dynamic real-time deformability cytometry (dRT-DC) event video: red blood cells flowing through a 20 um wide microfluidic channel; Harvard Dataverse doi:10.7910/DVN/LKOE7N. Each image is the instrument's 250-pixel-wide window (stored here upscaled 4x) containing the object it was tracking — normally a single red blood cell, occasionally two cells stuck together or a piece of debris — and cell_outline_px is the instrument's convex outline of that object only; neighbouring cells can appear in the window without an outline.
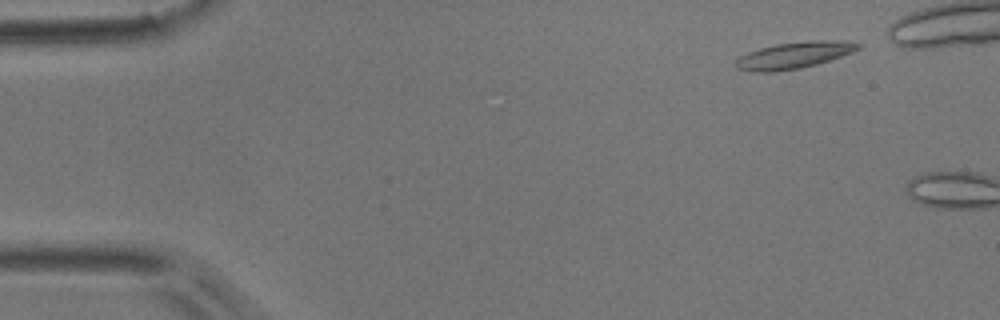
{"species": "common noctule bat (a hibernating species)", "species_latin": "Nyctalus noctula", "temperature_condition": "room temperature", "stored_images_in_passage": 2, "camera_frame_rate_fps": 3000, "um_per_image_px": 0.085, "animal": {"sex": "male", "body_mass_g": 17.9}, "frame": {"image": 1, "passage_image": 1, "time_ms": 0.0, "image_size_px": [1000, 320], "cell_outline_px": [[864, 44], [860, 48], [852, 52], [816, 64], [800, 68], [776, 72], [748, 72], [736, 68], [736, 60], [740, 56], [748, 52], [760, 48], [776, 44]], "centroid_in_image_um": [67.24, 4.8], "position_along_channel_um": 17.8, "area_um2": 17.28}}